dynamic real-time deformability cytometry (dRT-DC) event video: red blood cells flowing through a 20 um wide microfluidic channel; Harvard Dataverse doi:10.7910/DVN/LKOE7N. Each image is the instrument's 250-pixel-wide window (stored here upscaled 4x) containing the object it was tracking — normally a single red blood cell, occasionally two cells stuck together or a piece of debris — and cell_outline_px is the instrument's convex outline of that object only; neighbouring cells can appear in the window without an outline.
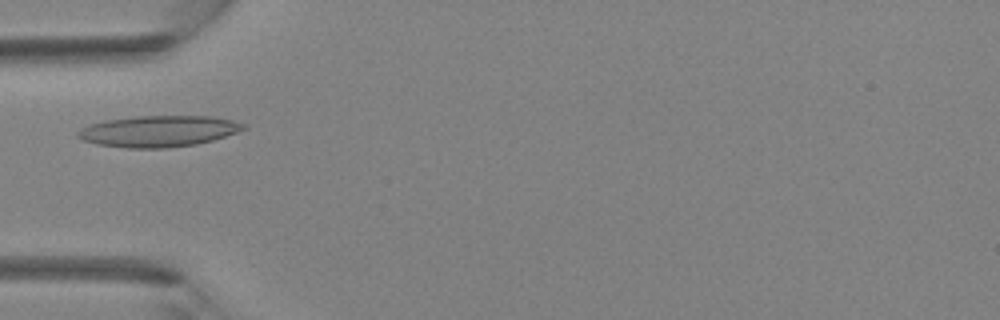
{"species": "Egyptian fruit bat (a non-hibernating species)", "species_latin": "Rousettus aegyptiacus", "temperature_condition": "room temperature", "stored_images_in_passage": 37, "camera_frame_rate_fps": 3000, "um_per_image_px": 0.085, "animal": {"sex": "female"}, "frame": {"image": 1, "passage_image": 9, "time_ms": 2.667, "image_size_px": [1000, 320], "cell_outline_px": [[248, 128], [212, 140], [196, 144], [164, 148], [124, 148], [96, 144], [84, 140], [76, 136], [76, 132], [80, 128], [104, 120], [136, 116], [212, 116], [232, 120], [244, 124]], "centroid_in_image_um": [13.44, 11.15], "position_along_channel_um": 71.6, "area_um2": 30.11}}
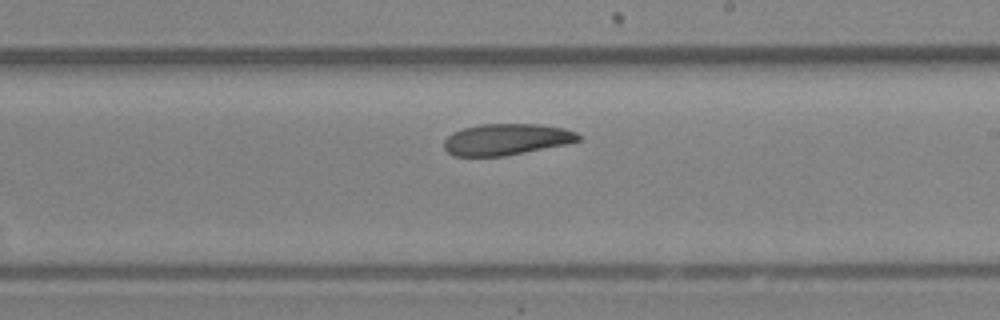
{"frame": {"image": 2, "passage_image": 20, "time_ms": 6.333, "image_size_px": [1000, 320], "cell_outline_px": [[580, 140], [568, 144], [504, 156], [452, 156], [444, 148], [444, 140], [452, 132], [464, 128], [480, 124], [540, 124], [564, 128], [576, 132], [580, 136]], "centroid_in_image_um": [43.04, 11.85], "position_along_channel_um": 246.0, "area_um2": 24.62}}
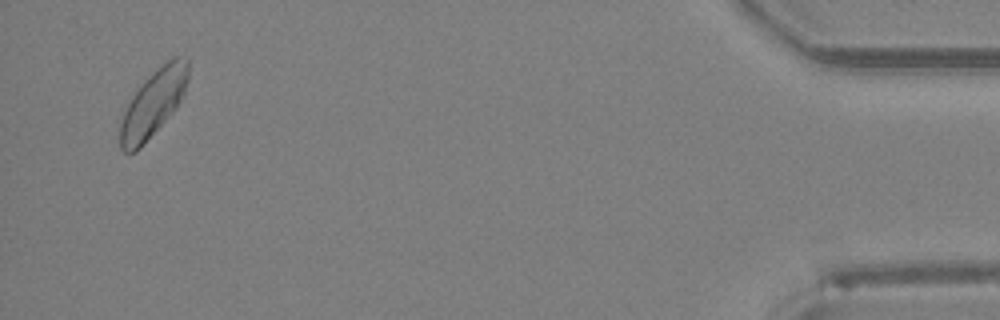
{"frame": {"image": 3, "passage_image": 36, "time_ms": 11.667, "image_size_px": [1000, 320], "cell_outline_px": [[188, 80], [184, 96], [176, 108], [140, 148], [136, 152], [124, 152], [120, 148], [120, 124], [124, 112], [132, 96], [140, 84], [156, 68], [172, 56], [188, 56]], "centroid_in_image_um": [13.05, 8.73], "position_along_channel_um": 422.1, "area_um2": 26.53}}